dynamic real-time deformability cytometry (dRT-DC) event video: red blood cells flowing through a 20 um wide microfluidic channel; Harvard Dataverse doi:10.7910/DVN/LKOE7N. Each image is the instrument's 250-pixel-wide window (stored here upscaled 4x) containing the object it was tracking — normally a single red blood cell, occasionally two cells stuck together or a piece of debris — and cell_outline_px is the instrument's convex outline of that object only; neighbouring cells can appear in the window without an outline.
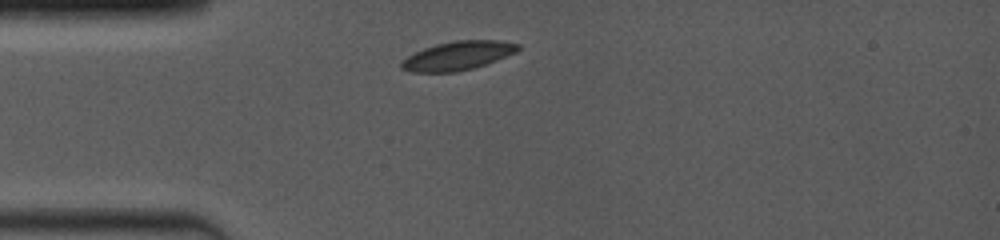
{"species": "common noctule bat (a hibernating species)", "species_latin": "Nyctalus noctula", "temperature_condition": "room temperature", "stored_images_in_passage": 27, "camera_frame_rate_fps": 4000, "um_per_image_px": 0.085, "animal": {"sex": "female", "body_mass_g": 19.0, "forearm_length_mm": 53.3}, "frame": {"image": 1, "passage_image": 1, "time_ms": 0.0, "image_size_px": [1000, 240], "cell_outline_px": [[520, 48], [516, 52], [496, 60], [472, 68], [456, 72], [412, 72], [400, 68], [400, 64], [408, 56], [424, 48], [436, 44], [456, 40], [500, 40], [520, 44]], "centroid_in_image_um": [38.92, 4.73], "position_along_channel_um": 46.1, "area_um2": 19.36}}
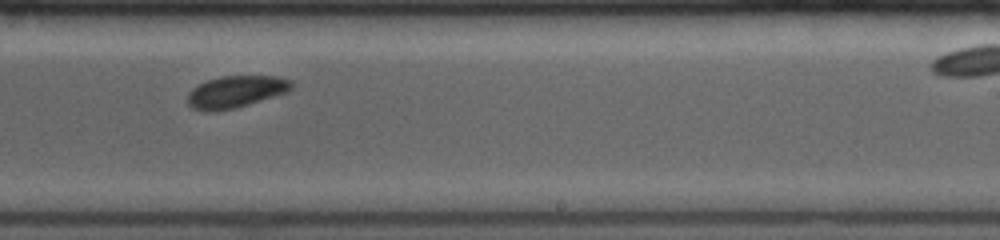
{"frame": {"image": 2, "passage_image": 16, "time_ms": 6.0, "image_size_px": [1000, 240], "cell_outline_px": [[292, 88], [288, 92], [236, 108], [216, 112], [204, 112], [192, 108], [188, 104], [188, 92], [192, 88], [208, 80], [220, 76], [276, 76], [292, 80]], "centroid_in_image_um": [20.03, 7.81], "position_along_channel_um": 269.0, "area_um2": 19.54}}
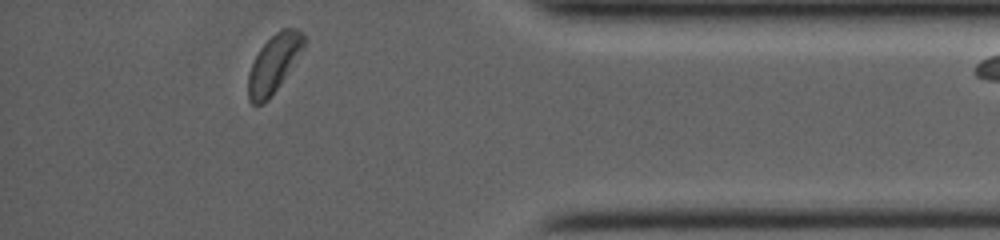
{"frame": {"image": 3, "passage_image": 26, "time_ms": 10.0, "image_size_px": [1000, 240], "cell_outline_px": [[304, 48], [268, 100], [260, 104], [252, 104], [248, 100], [248, 76], [252, 64], [260, 48], [280, 28], [296, 28], [304, 36]], "centroid_in_image_um": [23.26, 5.4], "position_along_channel_um": 411.9, "area_um2": 18.26}}